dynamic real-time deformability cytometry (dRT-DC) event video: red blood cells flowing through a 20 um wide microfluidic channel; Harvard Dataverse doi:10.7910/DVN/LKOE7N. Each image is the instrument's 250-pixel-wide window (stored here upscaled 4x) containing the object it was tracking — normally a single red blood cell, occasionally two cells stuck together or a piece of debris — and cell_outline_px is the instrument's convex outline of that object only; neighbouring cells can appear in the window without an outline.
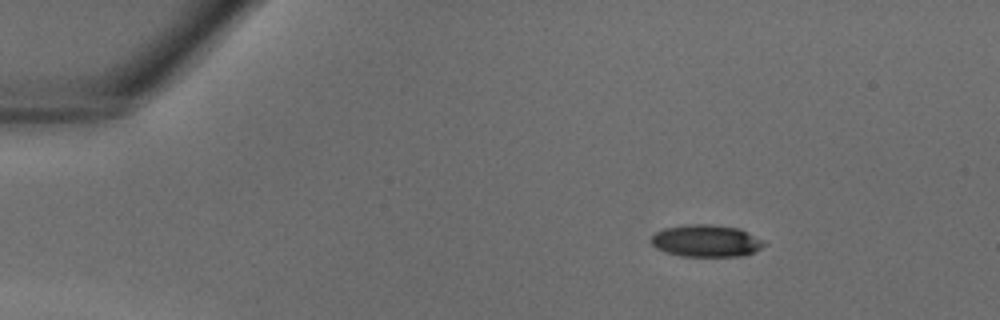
{"species": "common noctule bat (a hibernating species)", "species_latin": "Nyctalus noctula", "temperature_condition": "warm", "stored_images_in_passage": 35, "camera_frame_rate_fps": 3000, "um_per_image_px": 0.085, "animal": {"sex": "male", "body_mass_g": 18.8}, "frame": {"image": 1, "passage_image": 2, "time_ms": 0.333, "image_size_px": [1000, 320], "cell_outline_px": [[768, 244], [752, 252], [740, 256], [680, 256], [664, 252], [656, 248], [648, 240], [656, 232], [664, 228], [688, 224], [712, 224], [740, 228], [764, 240]], "centroid_in_image_um": [60.01, 20.46], "position_along_channel_um": 25.0, "area_um2": 21.33}}
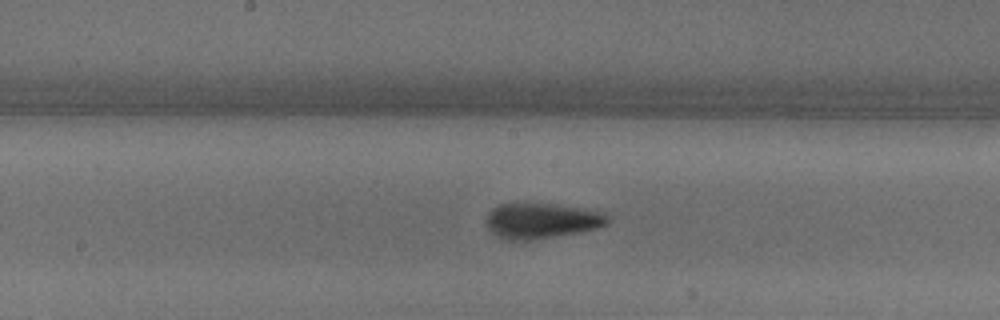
{"frame": {"image": 2, "passage_image": 17, "time_ms": 5.333, "image_size_px": [1000, 320], "cell_outline_px": [[608, 224], [600, 228], [580, 232], [528, 240], [508, 240], [492, 232], [488, 228], [488, 212], [492, 208], [500, 204], [556, 204], [584, 208], [608, 212]], "centroid_in_image_um": [46.12, 18.75], "position_along_channel_um": 202.1, "area_um2": 24.97}}
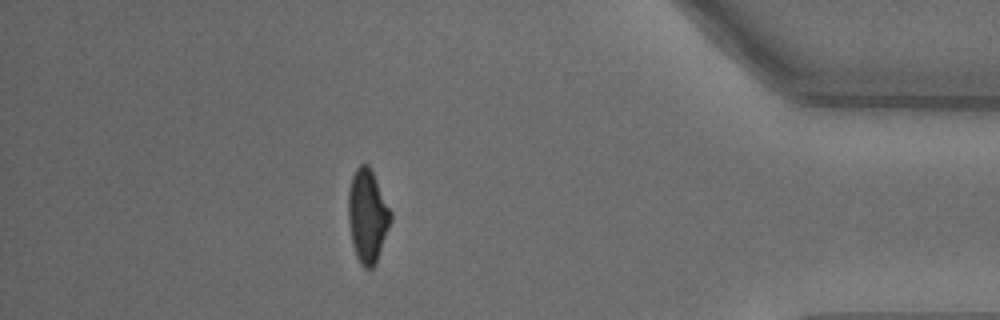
{"frame": {"image": 3, "passage_image": 31, "time_ms": 10.0, "image_size_px": [1000, 320], "cell_outline_px": [[392, 220], [376, 264], [372, 268], [364, 268], [360, 264], [356, 256], [352, 244], [348, 220], [348, 192], [352, 176], [356, 168], [360, 164], [368, 164], [392, 212]], "centroid_in_image_um": [31.24, 18.38], "position_along_channel_um": 404.0, "area_um2": 23.12}}